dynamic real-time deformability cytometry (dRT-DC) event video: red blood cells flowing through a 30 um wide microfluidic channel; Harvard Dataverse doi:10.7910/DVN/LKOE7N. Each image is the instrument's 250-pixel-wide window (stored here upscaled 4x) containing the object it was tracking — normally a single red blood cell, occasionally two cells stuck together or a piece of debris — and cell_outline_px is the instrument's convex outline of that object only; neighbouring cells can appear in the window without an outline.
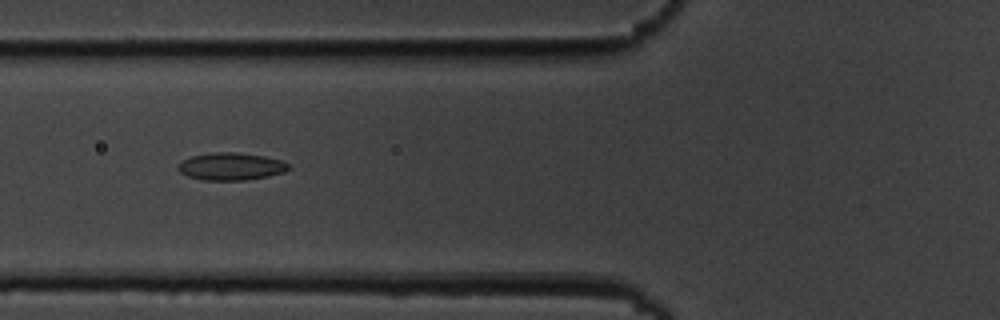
{"species": "common noctule bat (a hibernating species)", "species_latin": "Nyctalus noctula", "temperature_condition": "cold", "stored_images_in_passage": 8, "camera_frame_rate_fps": 3000, "um_per_image_px": 0.085, "animal": {"sex": "male", "body_mass_g": 19.5, "forearm_length_mm": 54.6}, "frame": {"image": 1, "passage_image": 3, "time_ms": 2.333, "image_size_px": [1000, 320], "cell_outline_px": [[292, 168], [284, 172], [268, 176], [244, 180], [200, 180], [188, 176], [180, 172], [176, 168], [176, 164], [192, 156], [212, 152], [236, 152], [264, 156], [280, 160], [288, 164]], "centroid_in_image_um": [19.61, 14.15], "position_along_channel_um": 106.2, "area_um2": 17.74}}
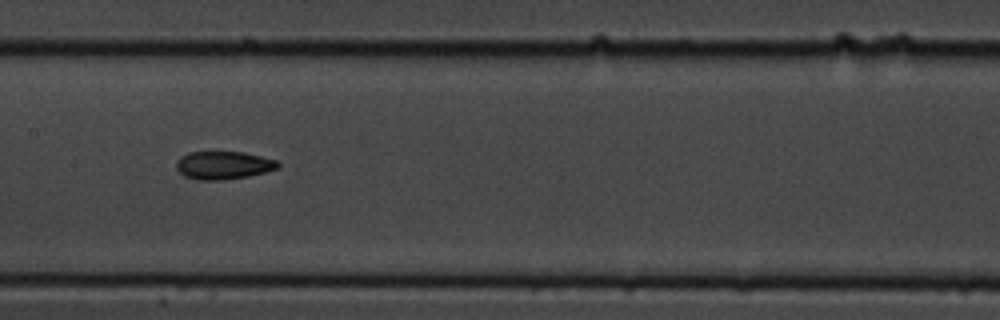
{"frame": {"image": 2, "passage_image": 5, "time_ms": 4.667, "image_size_px": [1000, 320], "cell_outline_px": [[280, 168], [248, 176], [224, 180], [200, 180], [184, 176], [176, 168], [176, 160], [180, 156], [188, 152], [244, 152], [276, 160], [280, 164]], "centroid_in_image_um": [18.98, 14.04], "position_along_channel_um": 188.4, "area_um2": 16.65}}
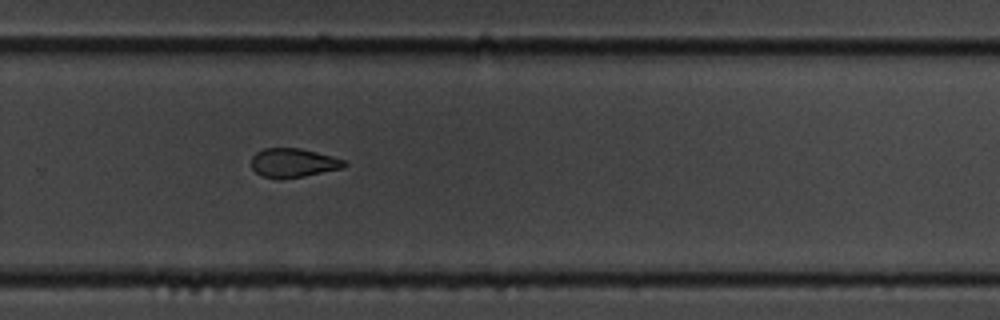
{"frame": {"image": 3, "passage_image": 8, "time_ms": 8.0, "image_size_px": [1000, 320], "cell_outline_px": [[348, 164], [344, 168], [304, 176], [280, 180], [260, 176], [252, 168], [252, 156], [256, 152], [264, 148], [300, 148], [332, 156], [344, 160]], "centroid_in_image_um": [24.92, 13.85], "position_along_channel_um": 304.9, "area_um2": 15.9}}